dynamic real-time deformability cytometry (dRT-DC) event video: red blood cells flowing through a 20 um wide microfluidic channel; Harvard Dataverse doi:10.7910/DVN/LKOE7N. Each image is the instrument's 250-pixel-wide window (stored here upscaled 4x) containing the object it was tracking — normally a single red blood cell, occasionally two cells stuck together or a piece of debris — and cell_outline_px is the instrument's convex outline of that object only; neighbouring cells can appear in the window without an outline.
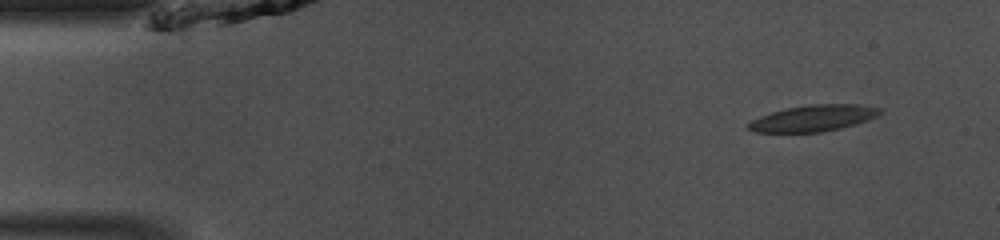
{"species": "common noctule bat (a hibernating species)", "species_latin": "Nyctalus noctula", "temperature_condition": "room temperature", "stored_images_in_passage": 45, "camera_frame_rate_fps": 3000, "um_per_image_px": 0.085, "animal": {"sex": "male", "body_mass_g": 13.0, "forearm_length_mm": 53.1}, "frame": {"image": 1, "passage_image": 1, "time_ms": 0.0, "image_size_px": [1000, 240], "cell_outline_px": [[880, 112], [876, 116], [868, 120], [840, 128], [820, 132], [756, 132], [744, 128], [752, 120], [760, 116], [772, 112], [788, 108], [812, 104], [856, 104], [880, 108]], "centroid_in_image_um": [69.1, 10.05], "position_along_channel_um": 15.9, "area_um2": 19.88}}
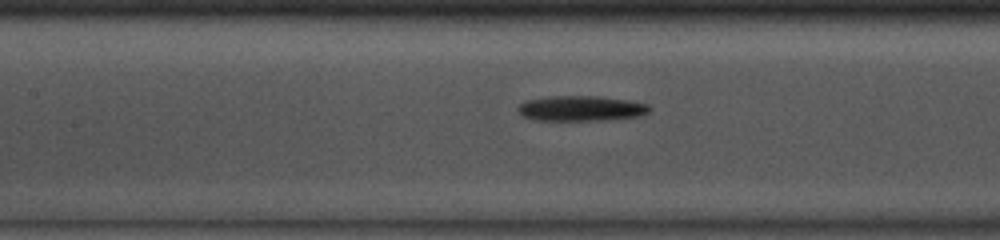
{"frame": {"image": 2, "passage_image": 18, "time_ms": 5.667, "image_size_px": [1000, 240], "cell_outline_px": [[652, 108], [644, 116], [604, 120], [532, 120], [524, 116], [516, 108], [524, 100], [548, 96], [600, 96], [628, 100], [648, 104]], "centroid_in_image_um": [49.41, 9.21], "position_along_channel_um": 158.0, "area_um2": 19.59}}
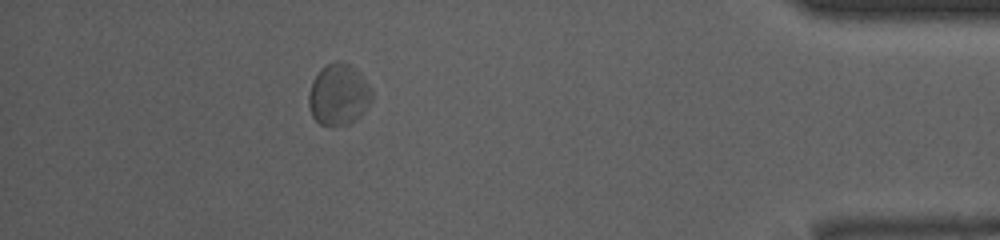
{"frame": {"image": 3, "passage_image": 40, "time_ms": 13.0, "image_size_px": [1000, 240], "cell_outline_px": [[372, 100], [360, 116], [348, 124], [320, 124], [312, 116], [308, 104], [308, 96], [312, 80], [320, 68], [324, 64], [336, 60], [344, 60], [360, 72], [372, 88]], "centroid_in_image_um": [28.78, 7.98], "position_along_channel_um": 406.4, "area_um2": 22.83}, "authors_computed_cell_mechanics": {"area_um2": 19.5942, "velocity_mm_per_s": 4.0487, "shape_relaxation_time_tau1_ms": 0.4595, "shape_relaxation_time_tau2_ms": null, "deformation_change_tau1": 0.0756, "deformation_change_tau2": null}}